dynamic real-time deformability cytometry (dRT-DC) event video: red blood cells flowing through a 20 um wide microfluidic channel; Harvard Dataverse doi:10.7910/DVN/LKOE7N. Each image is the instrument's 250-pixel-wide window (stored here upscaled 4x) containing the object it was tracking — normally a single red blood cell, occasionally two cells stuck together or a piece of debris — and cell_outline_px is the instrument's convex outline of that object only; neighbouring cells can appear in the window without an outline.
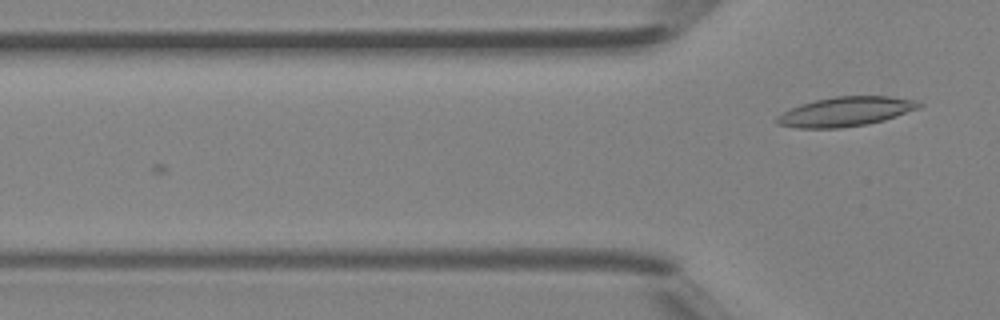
{"species": "Egyptian fruit bat (a non-hibernating species)", "species_latin": "Rousettus aegyptiacus", "temperature_condition": "room temperature", "stored_images_in_passage": 8, "camera_frame_rate_fps": 3000, "um_per_image_px": 0.085, "animal": {"sex": "female"}, "frame": {"image": 1, "passage_image": 8, "time_ms": 2.333, "image_size_px": [1000, 320], "cell_outline_px": [[924, 104], [920, 108], [884, 120], [868, 124], [840, 128], [796, 128], [776, 124], [776, 116], [800, 104], [832, 96], [888, 96], [912, 100]], "centroid_in_image_um": [71.86, 9.49], "position_along_channel_um": 53.9, "area_um2": 24.33}}